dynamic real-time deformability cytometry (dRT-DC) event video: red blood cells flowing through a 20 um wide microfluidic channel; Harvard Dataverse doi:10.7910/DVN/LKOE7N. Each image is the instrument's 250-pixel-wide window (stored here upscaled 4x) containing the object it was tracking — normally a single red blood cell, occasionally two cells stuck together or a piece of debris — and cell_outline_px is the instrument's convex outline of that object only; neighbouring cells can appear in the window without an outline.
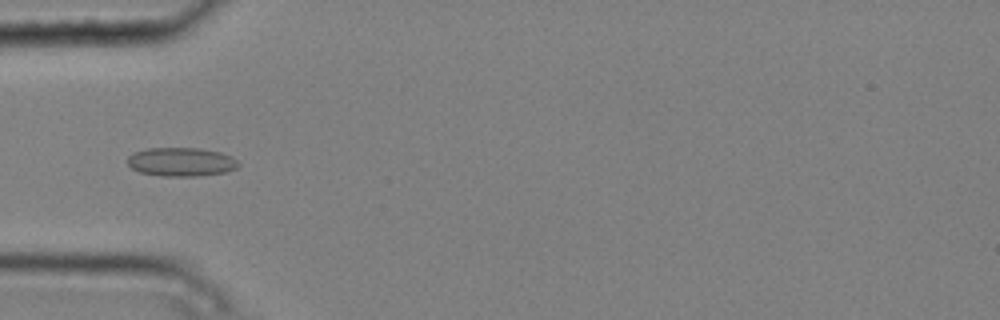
{"species": "common noctule bat (a hibernating species)", "species_latin": "Nyctalus noctula", "temperature_condition": "cold", "stored_images_in_passage": 8, "camera_frame_rate_fps": 3000, "um_per_image_px": 0.085, "animal": {"sex": "male", "body_mass_g": 20.4}, "frame": {"image": 1, "passage_image": 3, "time_ms": 0.667, "image_size_px": [1000, 320], "cell_outline_px": [[240, 164], [236, 168], [224, 172], [196, 176], [160, 176], [140, 172], [132, 168], [128, 164], [128, 156], [132, 152], [148, 148], [200, 148], [220, 152], [232, 156]], "centroid_in_image_um": [15.38, 13.75], "position_along_channel_um": 69.6, "area_um2": 18.61}}
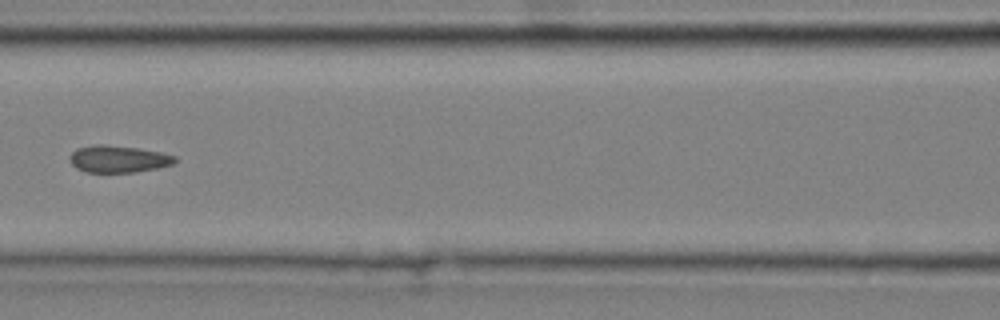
{"frame": {"image": 2, "passage_image": 5, "time_ms": 1.333, "image_size_px": [1000, 320], "cell_outline_px": [[176, 164], [136, 172], [88, 172], [76, 168], [72, 164], [68, 156], [76, 148], [96, 144], [104, 144], [136, 148], [160, 152], [176, 156]], "centroid_in_image_um": [10.05, 13.51], "position_along_channel_um": 156.5, "area_um2": 16.59}}
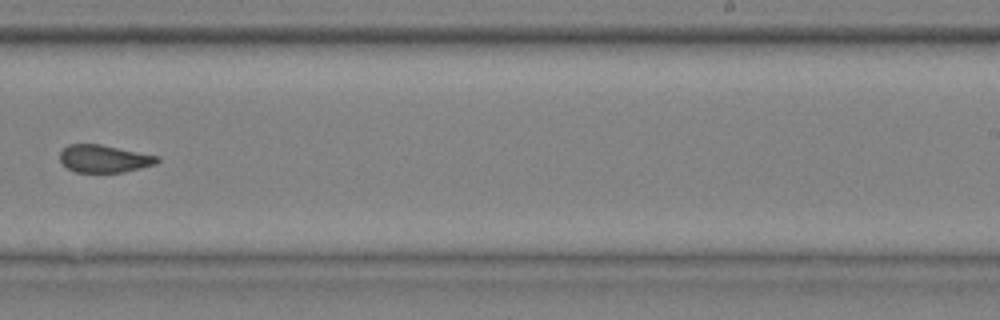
{"frame": {"image": 3, "passage_image": 8, "time_ms": 2.333, "image_size_px": [1000, 320], "cell_outline_px": [[160, 160], [156, 164], [124, 172], [76, 172], [68, 168], [60, 160], [60, 152], [68, 144], [100, 144], [160, 156]], "centroid_in_image_um": [8.87, 13.48], "position_along_channel_um": 280.1, "area_um2": 15.61}}